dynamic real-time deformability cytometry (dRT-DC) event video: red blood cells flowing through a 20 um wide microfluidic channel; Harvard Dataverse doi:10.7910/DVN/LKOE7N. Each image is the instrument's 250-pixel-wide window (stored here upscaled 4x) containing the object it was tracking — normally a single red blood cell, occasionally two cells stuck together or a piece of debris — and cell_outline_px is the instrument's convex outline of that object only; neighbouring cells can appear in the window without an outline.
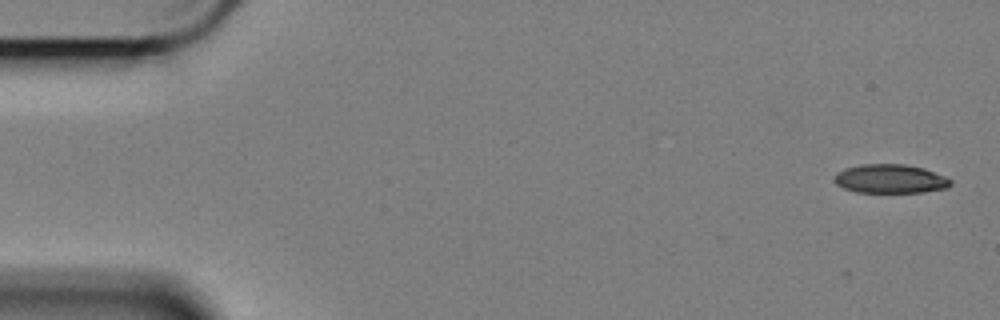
{"species": "Egyptian fruit bat (a non-hibernating species)", "species_latin": "Rousettus aegyptiacus", "temperature_condition": "cold", "stored_images_in_passage": 8, "camera_frame_rate_fps": 3000, "um_per_image_px": 0.085, "animal": {"sex": "female"}, "frame": {"image": 1, "passage_image": 1, "time_ms": 0.0, "image_size_px": [1000, 320], "cell_outline_px": [[952, 184], [948, 188], [924, 192], [856, 192], [844, 188], [836, 184], [832, 180], [832, 176], [836, 172], [844, 168], [860, 164], [904, 164], [924, 168], [944, 176], [952, 180]], "centroid_in_image_um": [75.64, 15.19], "position_along_channel_um": 9.4, "area_um2": 19.83}}